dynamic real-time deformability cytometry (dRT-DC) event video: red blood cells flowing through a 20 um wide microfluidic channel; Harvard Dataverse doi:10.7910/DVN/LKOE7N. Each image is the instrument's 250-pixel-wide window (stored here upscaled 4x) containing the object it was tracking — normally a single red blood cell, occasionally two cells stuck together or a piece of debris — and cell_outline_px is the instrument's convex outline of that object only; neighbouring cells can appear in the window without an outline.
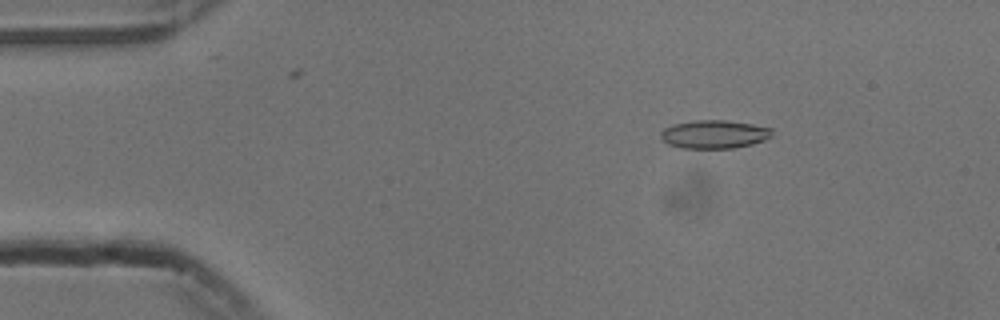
{"species": "common noctule bat (a hibernating species)", "species_latin": "Nyctalus noctula", "temperature_condition": "cold", "stored_images_in_passage": 54, "camera_frame_rate_fps": 3000, "um_per_image_px": 0.085, "animal": {"sex": "male", "body_mass_g": 13.3}, "frame": {"image": 1, "passage_image": 8, "time_ms": 2.333, "image_size_px": [1000, 320], "cell_outline_px": [[772, 136], [764, 140], [752, 144], [736, 148], [680, 148], [668, 144], [660, 136], [660, 132], [664, 128], [672, 124], [696, 120], [724, 120], [752, 124], [772, 128]], "centroid_in_image_um": [60.7, 11.41], "position_along_channel_um": 24.3, "area_um2": 18.44}}
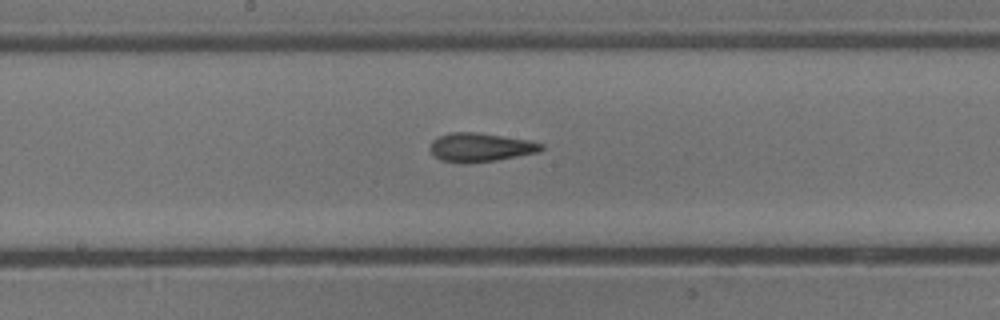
{"frame": {"image": 2, "passage_image": 28, "time_ms": 9.0, "image_size_px": [1000, 320], "cell_outline_px": [[544, 148], [540, 152], [496, 160], [464, 164], [440, 160], [428, 148], [432, 140], [436, 136], [448, 132], [476, 132], [532, 140], [544, 144]], "centroid_in_image_um": [40.83, 12.51], "position_along_channel_um": 207.4, "area_um2": 19.02}}
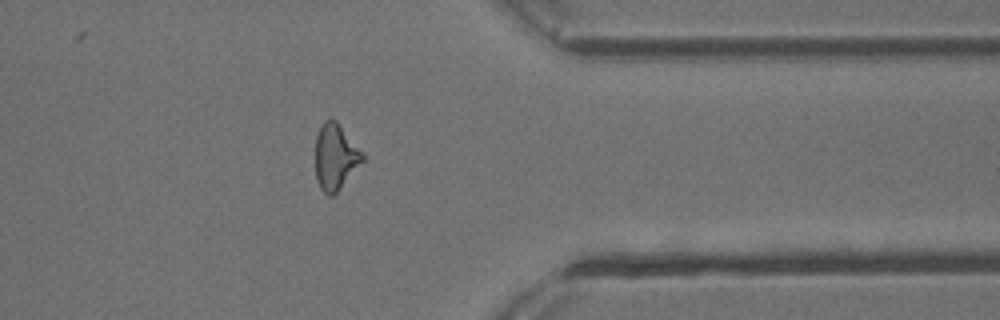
{"frame": {"image": 3, "passage_image": 43, "time_ms": 14.0, "image_size_px": [1000, 320], "cell_outline_px": [[364, 160], [336, 192], [332, 196], [328, 196], [320, 188], [316, 180], [316, 136], [324, 120], [336, 120], [364, 152]], "centroid_in_image_um": [28.52, 13.32], "position_along_channel_um": 382.9, "area_um2": 17.98}, "authors_computed_cell_mechanics": {"area_um2": 18.2359, "velocity_mm_per_s": 3.7753, "shape_relaxation_time_tau1_ms": 5.0064, "shape_relaxation_time_tau2_ms": 2.6818, "deformation_change_tau1": 0.1549, "deformation_change_tau2": 0.1171}}